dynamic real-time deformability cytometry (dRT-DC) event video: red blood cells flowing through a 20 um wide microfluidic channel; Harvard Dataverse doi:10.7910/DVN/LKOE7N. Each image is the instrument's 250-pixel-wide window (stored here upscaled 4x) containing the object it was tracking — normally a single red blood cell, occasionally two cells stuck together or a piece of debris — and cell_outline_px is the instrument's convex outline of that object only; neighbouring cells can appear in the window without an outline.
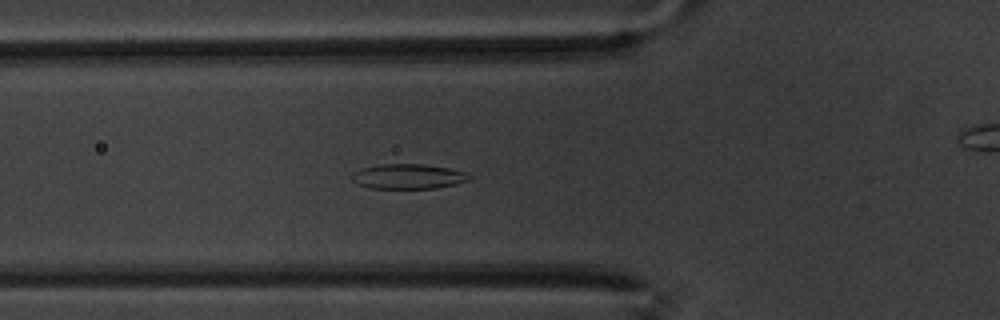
{"species": "common noctule bat (a hibernating species)", "species_latin": "Nyctalus noctula", "temperature_condition": "warm", "stored_images_in_passage": 61, "camera_frame_rate_fps": 3000, "um_per_image_px": 0.085, "animal": {"sex": "male", "body_mass_g": 20.1, "forearm_length_mm": 53.5}, "frame": {"image": 1, "passage_image": 22, "time_ms": 7.0, "image_size_px": [1000, 320], "cell_outline_px": [[472, 180], [456, 184], [436, 188], [372, 188], [360, 184], [352, 180], [352, 172], [360, 168], [384, 164], [424, 164], [448, 168], [468, 172], [472, 176]], "centroid_in_image_um": [34.76, 14.99], "position_along_channel_um": 91.0, "area_um2": 17.11}}
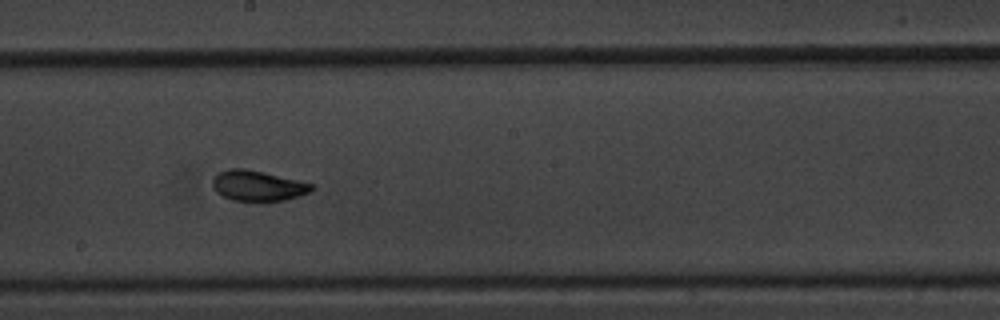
{"frame": {"image": 2, "passage_image": 34, "time_ms": 11.0, "image_size_px": [1000, 320], "cell_outline_px": [[316, 188], [312, 192], [300, 196], [284, 200], [232, 200], [216, 192], [212, 184], [212, 180], [220, 172], [228, 168], [244, 168], [264, 172], [312, 184]], "centroid_in_image_um": [21.93, 15.78], "position_along_channel_um": 226.3, "area_um2": 17.34}}
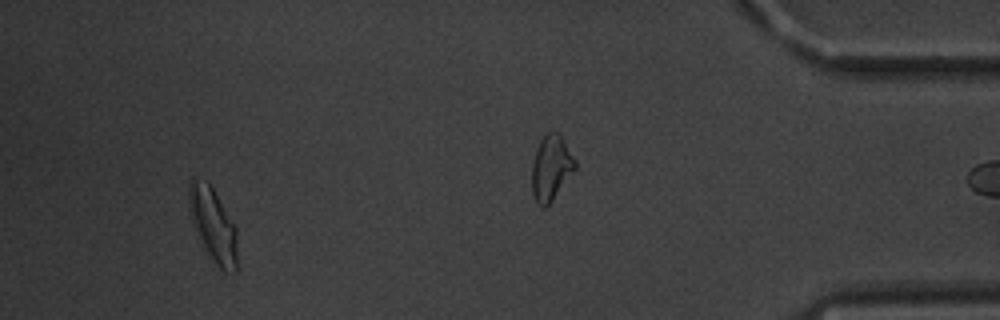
{"frame": {"image": 3, "passage_image": 57, "time_ms": 18.667, "image_size_px": [1000, 320], "cell_outline_px": [[236, 272], [224, 272], [212, 264], [204, 252], [200, 244], [192, 220], [188, 200], [188, 188], [192, 180], [208, 180], [236, 228]], "centroid_in_image_um": [18.09, 19.19], "position_along_channel_um": 417.1, "area_um2": 20.98}, "authors_computed_cell_mechanics": {"area_um2": 18.1492, "velocity_mm_per_s": 3.367, "shape_relaxation_time_tau1_ms": 3.6692, "shape_relaxation_time_tau2_ms": 1.4971, "deformation_change_tau1": 0.131, "deformation_change_tau2": 0.0694}}